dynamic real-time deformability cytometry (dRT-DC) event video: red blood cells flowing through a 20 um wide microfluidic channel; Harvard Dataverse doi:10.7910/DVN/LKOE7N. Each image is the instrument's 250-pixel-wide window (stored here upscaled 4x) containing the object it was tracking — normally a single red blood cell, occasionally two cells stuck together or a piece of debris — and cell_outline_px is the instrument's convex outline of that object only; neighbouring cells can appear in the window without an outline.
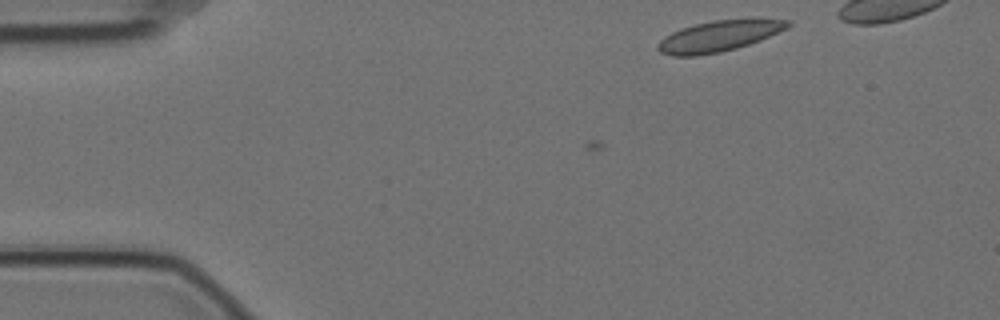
{"species": "Egyptian fruit bat (a non-hibernating species)", "species_latin": "Rousettus aegyptiacus", "temperature_condition": "cold", "stored_images_in_passage": 3, "camera_frame_rate_fps": 3000, "um_per_image_px": 0.085, "animal": {"sex": "female"}, "frame": {"image": 1, "passage_image": 3, "time_ms": 0.667, "image_size_px": [1000, 320], "cell_outline_px": [[792, 24], [788, 28], [760, 40], [736, 48], [720, 52], [696, 56], [672, 56], [660, 52], [656, 48], [656, 44], [664, 36], [680, 28], [712, 20], [792, 20]], "centroid_in_image_um": [61.04, 3.09], "position_along_channel_um": 24.0, "area_um2": 23.12}}